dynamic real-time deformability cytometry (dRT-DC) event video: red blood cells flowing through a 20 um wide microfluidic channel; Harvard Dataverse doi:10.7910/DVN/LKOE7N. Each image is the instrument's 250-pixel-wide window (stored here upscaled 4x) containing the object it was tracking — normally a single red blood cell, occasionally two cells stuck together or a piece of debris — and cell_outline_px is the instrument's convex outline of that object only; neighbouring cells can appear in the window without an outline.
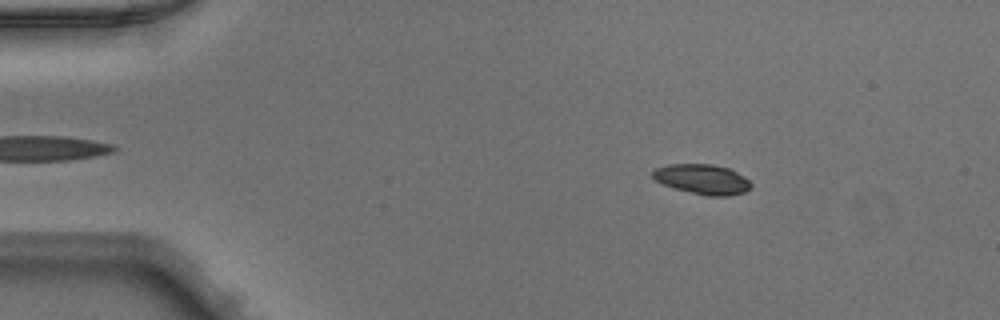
{"species": "Egyptian fruit bat (a non-hibernating species)", "species_latin": "Rousettus aegyptiacus", "temperature_condition": "warm", "stored_images_in_passage": 49, "camera_frame_rate_fps": 3000, "um_per_image_px": 0.085, "animal": {"sex": "male"}, "frame": {"image": 1, "passage_image": 8, "time_ms": 2.333, "image_size_px": [1000, 320], "cell_outline_px": [[752, 188], [744, 192], [728, 196], [708, 196], [676, 188], [664, 184], [656, 180], [652, 176], [652, 172], [656, 168], [668, 164], [712, 164], [728, 168], [744, 176], [752, 184]], "centroid_in_image_um": [59.73, 15.23], "position_along_channel_um": 25.3, "area_um2": 16.99}}
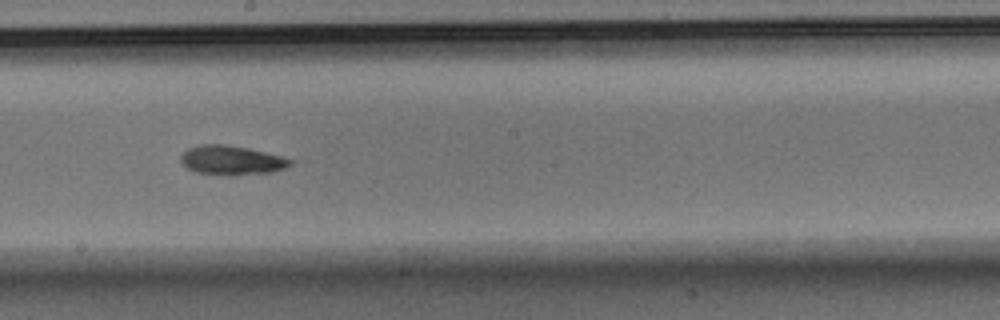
{"frame": {"image": 2, "passage_image": 28, "time_ms": 9.0, "image_size_px": [1000, 320], "cell_outline_px": [[296, 160], [292, 164], [284, 168], [272, 172], [228, 176], [196, 172], [188, 168], [180, 160], [180, 156], [188, 148], [200, 144], [224, 144], [248, 148]], "centroid_in_image_um": [19.69, 13.62], "position_along_channel_um": 228.5, "area_um2": 18.73}}
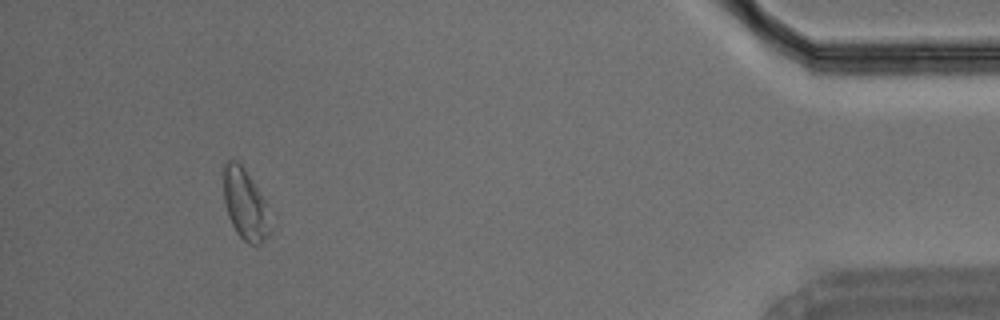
{"frame": {"image": 3, "passage_image": 46, "time_ms": 15.0, "image_size_px": [1000, 320], "cell_outline_px": [[272, 232], [260, 244], [248, 244], [236, 232], [228, 216], [224, 200], [224, 164], [228, 160], [236, 160], [244, 168], [264, 200], [272, 228]], "centroid_in_image_um": [20.84, 17.41], "position_along_channel_um": 414.4, "area_um2": 19.02}}